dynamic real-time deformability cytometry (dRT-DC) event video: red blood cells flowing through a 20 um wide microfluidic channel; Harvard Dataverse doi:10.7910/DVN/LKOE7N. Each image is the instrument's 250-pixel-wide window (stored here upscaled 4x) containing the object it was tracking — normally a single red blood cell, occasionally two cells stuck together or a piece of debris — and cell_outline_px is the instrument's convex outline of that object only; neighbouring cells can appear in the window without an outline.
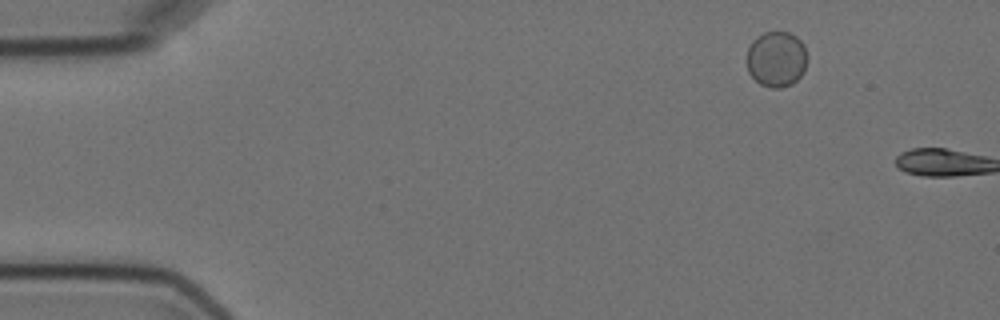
{"species": "Egyptian fruit bat (a non-hibernating species)", "species_latin": "Rousettus aegyptiacus", "temperature_condition": "cold", "stored_images_in_passage": 2, "camera_frame_rate_fps": 3000, "um_per_image_px": 0.085, "animal": {"sex": "female"}, "frame": {"image": 1, "passage_image": 1, "time_ms": 0.0, "image_size_px": [1000, 320], "cell_outline_px": [[808, 60], [804, 72], [792, 84], [780, 88], [772, 88], [760, 84], [748, 72], [744, 60], [748, 48], [752, 40], [756, 36], [764, 32], [788, 32], [796, 36], [804, 44], [808, 56]], "centroid_in_image_um": [65.98, 5.02], "position_along_channel_um": 19.0, "area_um2": 20.17}}